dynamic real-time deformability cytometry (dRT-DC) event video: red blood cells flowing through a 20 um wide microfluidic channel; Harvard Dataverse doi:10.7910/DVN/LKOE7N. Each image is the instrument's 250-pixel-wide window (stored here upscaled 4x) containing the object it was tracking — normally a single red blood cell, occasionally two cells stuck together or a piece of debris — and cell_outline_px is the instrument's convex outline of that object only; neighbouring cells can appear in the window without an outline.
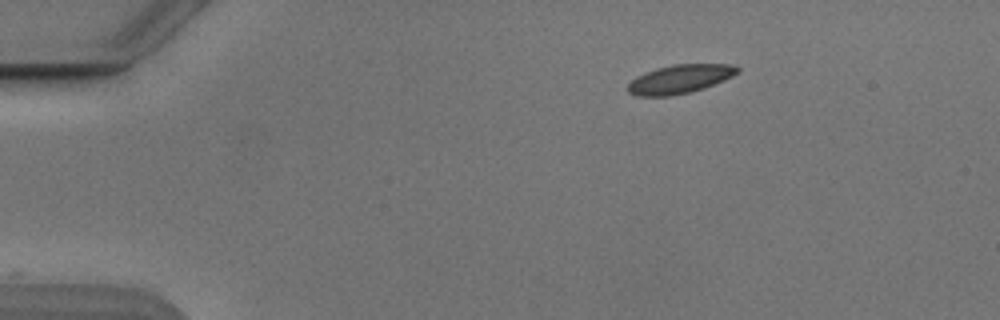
{"species": "Egyptian fruit bat (a non-hibernating species)", "species_latin": "Rousettus aegyptiacus", "temperature_condition": "cold", "stored_images_in_passage": 46, "camera_frame_rate_fps": 3000, "um_per_image_px": 0.085, "animal": {"sex": "male"}, "frame": {"image": 1, "passage_image": 1, "time_ms": 0.0, "image_size_px": [1000, 320], "cell_outline_px": [[740, 72], [724, 80], [704, 88], [688, 92], [668, 96], [636, 96], [628, 92], [628, 84], [636, 76], [644, 72], [656, 68], [672, 64], [728, 64], [740, 68]], "centroid_in_image_um": [57.77, 6.71], "position_along_channel_um": 27.2, "area_um2": 18.32}}
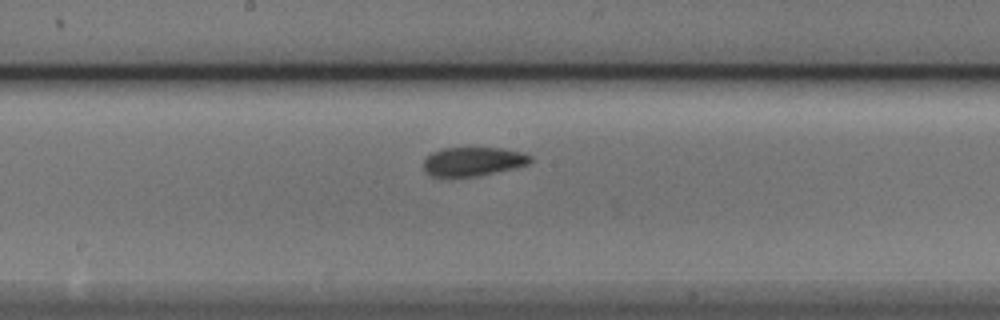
{"frame": {"image": 2, "passage_image": 21, "time_ms": 6.667, "image_size_px": [1000, 320], "cell_outline_px": [[532, 160], [528, 164], [480, 176], [432, 176], [424, 168], [424, 160], [432, 152], [444, 148], [504, 148], [524, 152], [532, 156]], "centroid_in_image_um": [40.26, 13.71], "position_along_channel_um": 207.9, "area_um2": 17.86}}
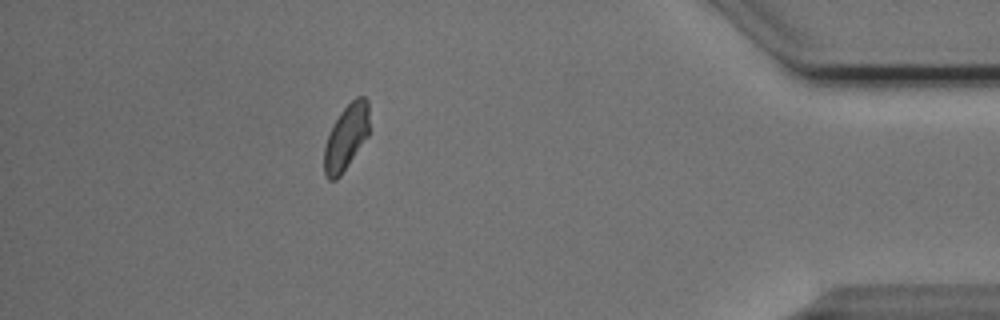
{"frame": {"image": 3, "passage_image": 40, "time_ms": 13.0, "image_size_px": [1000, 320], "cell_outline_px": [[368, 136], [340, 176], [336, 180], [328, 180], [324, 176], [324, 148], [332, 124], [340, 112], [356, 96], [364, 96], [368, 100]], "centroid_in_image_um": [29.41, 11.67], "position_along_channel_um": 405.8, "area_um2": 17.17}, "authors_computed_cell_mechanics": {"area_um2": 18.3226, "velocity_mm_per_s": 3.8334, "shape_relaxation_time_tau1_ms": 10.3315, "shape_relaxation_time_tau2_ms": 2.1827, "deformation_change_tau1": 0.1526, "deformation_change_tau2": 0.0647}}